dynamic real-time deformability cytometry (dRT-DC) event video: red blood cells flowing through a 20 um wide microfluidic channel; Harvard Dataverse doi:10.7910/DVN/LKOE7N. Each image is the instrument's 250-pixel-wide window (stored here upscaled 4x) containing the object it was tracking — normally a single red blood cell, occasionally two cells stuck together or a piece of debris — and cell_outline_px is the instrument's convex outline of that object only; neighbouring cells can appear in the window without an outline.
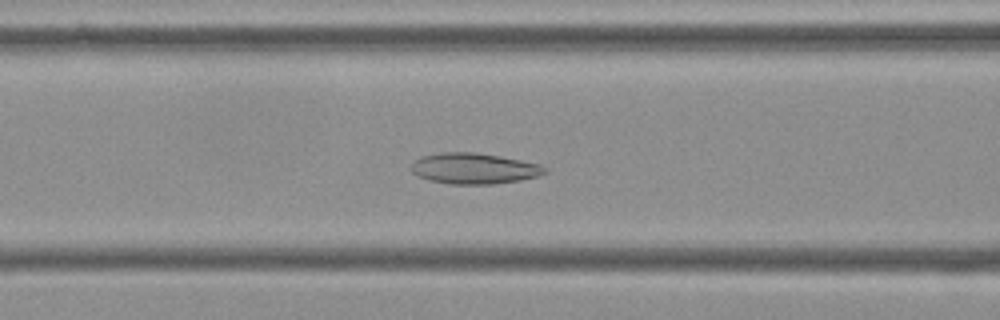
{"species": "Egyptian fruit bat (a non-hibernating species)", "species_latin": "Rousettus aegyptiacus", "temperature_condition": "cold", "stored_images_in_passage": 56, "camera_frame_rate_fps": 3000, "um_per_image_px": 0.085, "frame": {"image": 1, "passage_image": 23, "time_ms": 7.333, "image_size_px": [1000, 320], "cell_outline_px": [[548, 172], [536, 176], [520, 180], [492, 184], [452, 184], [432, 180], [416, 176], [412, 172], [412, 164], [420, 156], [440, 152], [476, 152], [500, 156], [540, 164], [548, 168]], "centroid_in_image_um": [40.3, 14.31], "position_along_channel_um": 126.3, "area_um2": 23.99}}
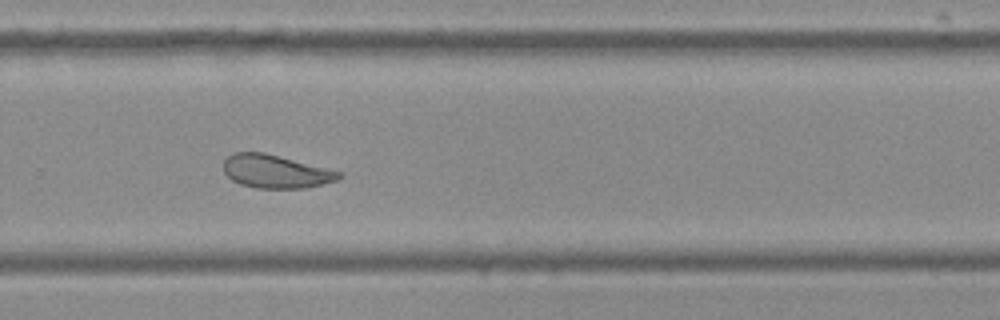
{"frame": {"image": 2, "passage_image": 38, "time_ms": 12.333, "image_size_px": [1000, 320], "cell_outline_px": [[344, 176], [336, 180], [304, 188], [256, 188], [240, 184], [232, 180], [224, 172], [224, 160], [232, 152], [264, 152], [344, 172]], "centroid_in_image_um": [23.44, 14.56], "position_along_channel_um": 306.4, "area_um2": 22.43}}
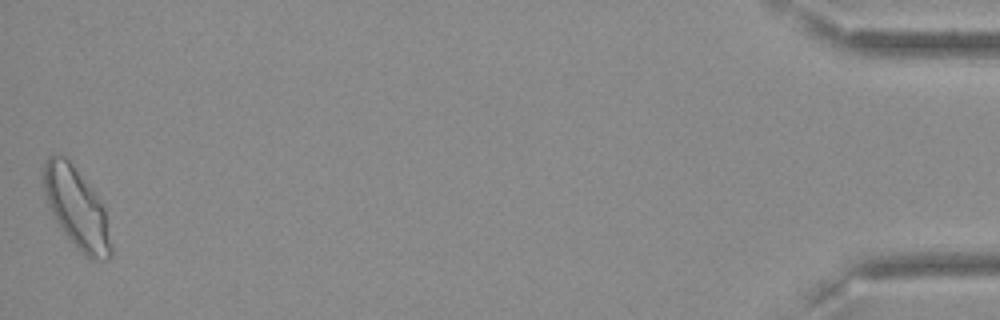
{"frame": {"image": 3, "passage_image": 56, "time_ms": 18.333, "image_size_px": [1000, 320], "cell_outline_px": [[112, 256], [108, 260], [92, 260], [84, 256], [76, 248], [64, 232], [56, 220], [48, 204], [44, 192], [40, 172], [44, 160], [48, 156], [64, 156], [72, 164], [96, 196], [104, 208], [112, 248]], "centroid_in_image_um": [6.48, 17.71], "position_along_channel_um": 428.7, "area_um2": 31.39}, "authors_computed_cell_mechanics": {"area_um2": 25.143, "velocity_mm_per_s": 3.6079, "shape_relaxation_time_tau1_ms": null, "shape_relaxation_time_tau2_ms": 2.0946, "deformation_change_tau1": null, "deformation_change_tau2": 0.084}}